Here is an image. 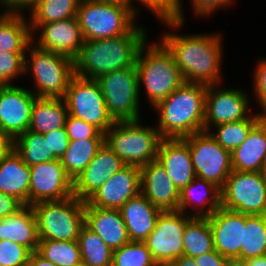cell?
<instances>
[{"label":"cell","instance_id":"obj_1","mask_svg":"<svg viewBox=\"0 0 266 266\" xmlns=\"http://www.w3.org/2000/svg\"><path fill=\"white\" fill-rule=\"evenodd\" d=\"M221 34L178 35L166 33L161 42L173 55L185 82L206 86L220 84Z\"/></svg>","mask_w":266,"mask_h":266},{"label":"cell","instance_id":"obj_2","mask_svg":"<svg viewBox=\"0 0 266 266\" xmlns=\"http://www.w3.org/2000/svg\"><path fill=\"white\" fill-rule=\"evenodd\" d=\"M147 39L145 29L137 24L121 36L84 41L74 60L75 74L96 80L109 72L132 67L139 48Z\"/></svg>","mask_w":266,"mask_h":266},{"label":"cell","instance_id":"obj_3","mask_svg":"<svg viewBox=\"0 0 266 266\" xmlns=\"http://www.w3.org/2000/svg\"><path fill=\"white\" fill-rule=\"evenodd\" d=\"M206 91V85L184 81L154 106L159 111L156 129L162 138H184L204 131Z\"/></svg>","mask_w":266,"mask_h":266},{"label":"cell","instance_id":"obj_4","mask_svg":"<svg viewBox=\"0 0 266 266\" xmlns=\"http://www.w3.org/2000/svg\"><path fill=\"white\" fill-rule=\"evenodd\" d=\"M147 42L146 40L139 48L135 65L139 85L143 82L148 100L154 107L174 92L184 80L167 47L161 41L149 46Z\"/></svg>","mask_w":266,"mask_h":266},{"label":"cell","instance_id":"obj_5","mask_svg":"<svg viewBox=\"0 0 266 266\" xmlns=\"http://www.w3.org/2000/svg\"><path fill=\"white\" fill-rule=\"evenodd\" d=\"M116 2L81 0L76 18L84 40L107 39L127 34L136 24L137 8Z\"/></svg>","mask_w":266,"mask_h":266},{"label":"cell","instance_id":"obj_6","mask_svg":"<svg viewBox=\"0 0 266 266\" xmlns=\"http://www.w3.org/2000/svg\"><path fill=\"white\" fill-rule=\"evenodd\" d=\"M104 135L105 144L126 165L138 167L157 160L163 139L156 127L142 126L140 120L115 122Z\"/></svg>","mask_w":266,"mask_h":266},{"label":"cell","instance_id":"obj_7","mask_svg":"<svg viewBox=\"0 0 266 266\" xmlns=\"http://www.w3.org/2000/svg\"><path fill=\"white\" fill-rule=\"evenodd\" d=\"M39 240L78 241L85 225V202L76 196L31 205Z\"/></svg>","mask_w":266,"mask_h":266},{"label":"cell","instance_id":"obj_8","mask_svg":"<svg viewBox=\"0 0 266 266\" xmlns=\"http://www.w3.org/2000/svg\"><path fill=\"white\" fill-rule=\"evenodd\" d=\"M33 36L27 47L31 59L28 61L25 56V73L32 72L37 88L34 94L36 97L64 98L70 80L75 75L74 61L33 45Z\"/></svg>","mask_w":266,"mask_h":266},{"label":"cell","instance_id":"obj_9","mask_svg":"<svg viewBox=\"0 0 266 266\" xmlns=\"http://www.w3.org/2000/svg\"><path fill=\"white\" fill-rule=\"evenodd\" d=\"M109 115L115 122L137 121L139 115V77L136 65L109 72L96 79Z\"/></svg>","mask_w":266,"mask_h":266},{"label":"cell","instance_id":"obj_10","mask_svg":"<svg viewBox=\"0 0 266 266\" xmlns=\"http://www.w3.org/2000/svg\"><path fill=\"white\" fill-rule=\"evenodd\" d=\"M182 139L189 146L196 177L221 190L233 170L231 152L225 150L208 131L197 132Z\"/></svg>","mask_w":266,"mask_h":266},{"label":"cell","instance_id":"obj_11","mask_svg":"<svg viewBox=\"0 0 266 266\" xmlns=\"http://www.w3.org/2000/svg\"><path fill=\"white\" fill-rule=\"evenodd\" d=\"M64 100L69 115L97 127L103 134L115 123L108 113L106 102L97 80L74 75Z\"/></svg>","mask_w":266,"mask_h":266},{"label":"cell","instance_id":"obj_12","mask_svg":"<svg viewBox=\"0 0 266 266\" xmlns=\"http://www.w3.org/2000/svg\"><path fill=\"white\" fill-rule=\"evenodd\" d=\"M221 193V207L246 215H266V183L261 172L232 170Z\"/></svg>","mask_w":266,"mask_h":266},{"label":"cell","instance_id":"obj_13","mask_svg":"<svg viewBox=\"0 0 266 266\" xmlns=\"http://www.w3.org/2000/svg\"><path fill=\"white\" fill-rule=\"evenodd\" d=\"M192 217L179 210L160 212L154 230L144 241L159 266H168L183 255V232Z\"/></svg>","mask_w":266,"mask_h":266},{"label":"cell","instance_id":"obj_14","mask_svg":"<svg viewBox=\"0 0 266 266\" xmlns=\"http://www.w3.org/2000/svg\"><path fill=\"white\" fill-rule=\"evenodd\" d=\"M29 169V206L73 196V181L67 175L60 159L35 164Z\"/></svg>","mask_w":266,"mask_h":266},{"label":"cell","instance_id":"obj_15","mask_svg":"<svg viewBox=\"0 0 266 266\" xmlns=\"http://www.w3.org/2000/svg\"><path fill=\"white\" fill-rule=\"evenodd\" d=\"M218 85L207 86L204 109V131L211 126L247 119L249 102L244 91L237 89H218Z\"/></svg>","mask_w":266,"mask_h":266},{"label":"cell","instance_id":"obj_16","mask_svg":"<svg viewBox=\"0 0 266 266\" xmlns=\"http://www.w3.org/2000/svg\"><path fill=\"white\" fill-rule=\"evenodd\" d=\"M36 98L30 89L0 85V128L13 140L28 130Z\"/></svg>","mask_w":266,"mask_h":266},{"label":"cell","instance_id":"obj_17","mask_svg":"<svg viewBox=\"0 0 266 266\" xmlns=\"http://www.w3.org/2000/svg\"><path fill=\"white\" fill-rule=\"evenodd\" d=\"M29 25L31 33L39 30V28L42 29L35 44L37 47L62 54L73 61L79 55L85 40L76 17L45 24Z\"/></svg>","mask_w":266,"mask_h":266},{"label":"cell","instance_id":"obj_18","mask_svg":"<svg viewBox=\"0 0 266 266\" xmlns=\"http://www.w3.org/2000/svg\"><path fill=\"white\" fill-rule=\"evenodd\" d=\"M140 167L125 165L86 202L94 207L120 209L129 199L140 194Z\"/></svg>","mask_w":266,"mask_h":266},{"label":"cell","instance_id":"obj_19","mask_svg":"<svg viewBox=\"0 0 266 266\" xmlns=\"http://www.w3.org/2000/svg\"><path fill=\"white\" fill-rule=\"evenodd\" d=\"M207 218L213 233L214 249L227 259H241L246 214L220 207Z\"/></svg>","mask_w":266,"mask_h":266},{"label":"cell","instance_id":"obj_20","mask_svg":"<svg viewBox=\"0 0 266 266\" xmlns=\"http://www.w3.org/2000/svg\"><path fill=\"white\" fill-rule=\"evenodd\" d=\"M126 164L105 143L95 157L73 181V195L86 202L97 190Z\"/></svg>","mask_w":266,"mask_h":266},{"label":"cell","instance_id":"obj_21","mask_svg":"<svg viewBox=\"0 0 266 266\" xmlns=\"http://www.w3.org/2000/svg\"><path fill=\"white\" fill-rule=\"evenodd\" d=\"M140 193L161 211L178 210L180 191L158 160L140 167Z\"/></svg>","mask_w":266,"mask_h":266},{"label":"cell","instance_id":"obj_22","mask_svg":"<svg viewBox=\"0 0 266 266\" xmlns=\"http://www.w3.org/2000/svg\"><path fill=\"white\" fill-rule=\"evenodd\" d=\"M157 160L180 192L196 178L189 146L182 138H163Z\"/></svg>","mask_w":266,"mask_h":266},{"label":"cell","instance_id":"obj_23","mask_svg":"<svg viewBox=\"0 0 266 266\" xmlns=\"http://www.w3.org/2000/svg\"><path fill=\"white\" fill-rule=\"evenodd\" d=\"M85 225L95 232L112 250L130 240L120 210L94 207L85 202Z\"/></svg>","mask_w":266,"mask_h":266},{"label":"cell","instance_id":"obj_24","mask_svg":"<svg viewBox=\"0 0 266 266\" xmlns=\"http://www.w3.org/2000/svg\"><path fill=\"white\" fill-rule=\"evenodd\" d=\"M131 241L144 242L154 230L161 210L141 193L129 199L120 209Z\"/></svg>","mask_w":266,"mask_h":266},{"label":"cell","instance_id":"obj_25","mask_svg":"<svg viewBox=\"0 0 266 266\" xmlns=\"http://www.w3.org/2000/svg\"><path fill=\"white\" fill-rule=\"evenodd\" d=\"M266 160V120L264 117L250 130L247 138L231 151L235 171L260 172Z\"/></svg>","mask_w":266,"mask_h":266},{"label":"cell","instance_id":"obj_26","mask_svg":"<svg viewBox=\"0 0 266 266\" xmlns=\"http://www.w3.org/2000/svg\"><path fill=\"white\" fill-rule=\"evenodd\" d=\"M30 169L22 157L12 149L0 158V192L18 199L29 206Z\"/></svg>","mask_w":266,"mask_h":266},{"label":"cell","instance_id":"obj_27","mask_svg":"<svg viewBox=\"0 0 266 266\" xmlns=\"http://www.w3.org/2000/svg\"><path fill=\"white\" fill-rule=\"evenodd\" d=\"M0 240H9L27 247L31 252L39 246L38 229L31 206L0 219Z\"/></svg>","mask_w":266,"mask_h":266},{"label":"cell","instance_id":"obj_28","mask_svg":"<svg viewBox=\"0 0 266 266\" xmlns=\"http://www.w3.org/2000/svg\"><path fill=\"white\" fill-rule=\"evenodd\" d=\"M191 204L196 206V209L200 207L198 212L192 214L193 217H208L212 215L221 207L220 189L214 184L196 177L180 192L178 210L185 214L187 207L191 206Z\"/></svg>","mask_w":266,"mask_h":266},{"label":"cell","instance_id":"obj_29","mask_svg":"<svg viewBox=\"0 0 266 266\" xmlns=\"http://www.w3.org/2000/svg\"><path fill=\"white\" fill-rule=\"evenodd\" d=\"M64 98L37 97L33 103L28 130L44 134L64 127L68 116Z\"/></svg>","mask_w":266,"mask_h":266},{"label":"cell","instance_id":"obj_30","mask_svg":"<svg viewBox=\"0 0 266 266\" xmlns=\"http://www.w3.org/2000/svg\"><path fill=\"white\" fill-rule=\"evenodd\" d=\"M22 14L3 12L0 16V51L26 53L32 42L29 22Z\"/></svg>","mask_w":266,"mask_h":266},{"label":"cell","instance_id":"obj_31","mask_svg":"<svg viewBox=\"0 0 266 266\" xmlns=\"http://www.w3.org/2000/svg\"><path fill=\"white\" fill-rule=\"evenodd\" d=\"M104 143L105 138L70 140L60 162L72 181L82 173Z\"/></svg>","mask_w":266,"mask_h":266},{"label":"cell","instance_id":"obj_32","mask_svg":"<svg viewBox=\"0 0 266 266\" xmlns=\"http://www.w3.org/2000/svg\"><path fill=\"white\" fill-rule=\"evenodd\" d=\"M213 250V233L208 218L192 217L183 232V255L194 258Z\"/></svg>","mask_w":266,"mask_h":266},{"label":"cell","instance_id":"obj_33","mask_svg":"<svg viewBox=\"0 0 266 266\" xmlns=\"http://www.w3.org/2000/svg\"><path fill=\"white\" fill-rule=\"evenodd\" d=\"M29 167L57 159L42 134L27 130L14 139L13 148Z\"/></svg>","mask_w":266,"mask_h":266},{"label":"cell","instance_id":"obj_34","mask_svg":"<svg viewBox=\"0 0 266 266\" xmlns=\"http://www.w3.org/2000/svg\"><path fill=\"white\" fill-rule=\"evenodd\" d=\"M78 244L85 265L112 266L113 250L86 225L80 231Z\"/></svg>","mask_w":266,"mask_h":266},{"label":"cell","instance_id":"obj_35","mask_svg":"<svg viewBox=\"0 0 266 266\" xmlns=\"http://www.w3.org/2000/svg\"><path fill=\"white\" fill-rule=\"evenodd\" d=\"M266 255V215H246L241 259Z\"/></svg>","mask_w":266,"mask_h":266},{"label":"cell","instance_id":"obj_36","mask_svg":"<svg viewBox=\"0 0 266 266\" xmlns=\"http://www.w3.org/2000/svg\"><path fill=\"white\" fill-rule=\"evenodd\" d=\"M81 0H41L30 12V24H45L76 17Z\"/></svg>","mask_w":266,"mask_h":266},{"label":"cell","instance_id":"obj_37","mask_svg":"<svg viewBox=\"0 0 266 266\" xmlns=\"http://www.w3.org/2000/svg\"><path fill=\"white\" fill-rule=\"evenodd\" d=\"M263 118V112L250 115L247 119L214 126L217 132L211 135L227 151L238 147L248 136L250 130Z\"/></svg>","mask_w":266,"mask_h":266},{"label":"cell","instance_id":"obj_38","mask_svg":"<svg viewBox=\"0 0 266 266\" xmlns=\"http://www.w3.org/2000/svg\"><path fill=\"white\" fill-rule=\"evenodd\" d=\"M37 252L58 266L82 262L78 241L40 240Z\"/></svg>","mask_w":266,"mask_h":266},{"label":"cell","instance_id":"obj_39","mask_svg":"<svg viewBox=\"0 0 266 266\" xmlns=\"http://www.w3.org/2000/svg\"><path fill=\"white\" fill-rule=\"evenodd\" d=\"M112 266H159L145 242L129 241L113 250Z\"/></svg>","mask_w":266,"mask_h":266},{"label":"cell","instance_id":"obj_40","mask_svg":"<svg viewBox=\"0 0 266 266\" xmlns=\"http://www.w3.org/2000/svg\"><path fill=\"white\" fill-rule=\"evenodd\" d=\"M156 14L161 22L172 29L183 26L184 16L180 0H136ZM133 3V0H131Z\"/></svg>","mask_w":266,"mask_h":266},{"label":"cell","instance_id":"obj_41","mask_svg":"<svg viewBox=\"0 0 266 266\" xmlns=\"http://www.w3.org/2000/svg\"><path fill=\"white\" fill-rule=\"evenodd\" d=\"M0 51V85H9L17 76L25 74V55Z\"/></svg>","mask_w":266,"mask_h":266},{"label":"cell","instance_id":"obj_42","mask_svg":"<svg viewBox=\"0 0 266 266\" xmlns=\"http://www.w3.org/2000/svg\"><path fill=\"white\" fill-rule=\"evenodd\" d=\"M31 251L18 243L0 240V266H28Z\"/></svg>","mask_w":266,"mask_h":266},{"label":"cell","instance_id":"obj_43","mask_svg":"<svg viewBox=\"0 0 266 266\" xmlns=\"http://www.w3.org/2000/svg\"><path fill=\"white\" fill-rule=\"evenodd\" d=\"M65 128L70 140L105 138V135L94 125L68 114Z\"/></svg>","mask_w":266,"mask_h":266},{"label":"cell","instance_id":"obj_44","mask_svg":"<svg viewBox=\"0 0 266 266\" xmlns=\"http://www.w3.org/2000/svg\"><path fill=\"white\" fill-rule=\"evenodd\" d=\"M42 135L44 139L48 141L50 151L53 152L57 159H61L70 142L65 126L57 128L54 131L46 132Z\"/></svg>","mask_w":266,"mask_h":266},{"label":"cell","instance_id":"obj_45","mask_svg":"<svg viewBox=\"0 0 266 266\" xmlns=\"http://www.w3.org/2000/svg\"><path fill=\"white\" fill-rule=\"evenodd\" d=\"M254 93L263 112H266V59L259 61L254 71Z\"/></svg>","mask_w":266,"mask_h":266},{"label":"cell","instance_id":"obj_46","mask_svg":"<svg viewBox=\"0 0 266 266\" xmlns=\"http://www.w3.org/2000/svg\"><path fill=\"white\" fill-rule=\"evenodd\" d=\"M233 0H192L193 11L198 16H208L218 8L229 6ZM222 6V7H221Z\"/></svg>","mask_w":266,"mask_h":266},{"label":"cell","instance_id":"obj_47","mask_svg":"<svg viewBox=\"0 0 266 266\" xmlns=\"http://www.w3.org/2000/svg\"><path fill=\"white\" fill-rule=\"evenodd\" d=\"M23 206L15 197L0 192V219L18 212Z\"/></svg>","mask_w":266,"mask_h":266},{"label":"cell","instance_id":"obj_48","mask_svg":"<svg viewBox=\"0 0 266 266\" xmlns=\"http://www.w3.org/2000/svg\"><path fill=\"white\" fill-rule=\"evenodd\" d=\"M197 266H226L228 259L215 249L200 256L194 257Z\"/></svg>","mask_w":266,"mask_h":266},{"label":"cell","instance_id":"obj_49","mask_svg":"<svg viewBox=\"0 0 266 266\" xmlns=\"http://www.w3.org/2000/svg\"><path fill=\"white\" fill-rule=\"evenodd\" d=\"M40 1L41 0H6L3 7H7V10H4L6 13L22 14V10L27 9L31 11Z\"/></svg>","mask_w":266,"mask_h":266},{"label":"cell","instance_id":"obj_50","mask_svg":"<svg viewBox=\"0 0 266 266\" xmlns=\"http://www.w3.org/2000/svg\"><path fill=\"white\" fill-rule=\"evenodd\" d=\"M14 148V140L0 128V158Z\"/></svg>","mask_w":266,"mask_h":266},{"label":"cell","instance_id":"obj_51","mask_svg":"<svg viewBox=\"0 0 266 266\" xmlns=\"http://www.w3.org/2000/svg\"><path fill=\"white\" fill-rule=\"evenodd\" d=\"M28 266H58L49 260H46L37 251L31 252L29 257Z\"/></svg>","mask_w":266,"mask_h":266},{"label":"cell","instance_id":"obj_52","mask_svg":"<svg viewBox=\"0 0 266 266\" xmlns=\"http://www.w3.org/2000/svg\"><path fill=\"white\" fill-rule=\"evenodd\" d=\"M168 266H197L193 257L182 255L172 261Z\"/></svg>","mask_w":266,"mask_h":266},{"label":"cell","instance_id":"obj_53","mask_svg":"<svg viewBox=\"0 0 266 266\" xmlns=\"http://www.w3.org/2000/svg\"><path fill=\"white\" fill-rule=\"evenodd\" d=\"M246 261L248 266H266V255L252 257Z\"/></svg>","mask_w":266,"mask_h":266},{"label":"cell","instance_id":"obj_54","mask_svg":"<svg viewBox=\"0 0 266 266\" xmlns=\"http://www.w3.org/2000/svg\"><path fill=\"white\" fill-rule=\"evenodd\" d=\"M226 266H248V263L246 260L235 258V259H228Z\"/></svg>","mask_w":266,"mask_h":266},{"label":"cell","instance_id":"obj_55","mask_svg":"<svg viewBox=\"0 0 266 266\" xmlns=\"http://www.w3.org/2000/svg\"><path fill=\"white\" fill-rule=\"evenodd\" d=\"M96 1L116 2L125 5H132L131 0H96Z\"/></svg>","mask_w":266,"mask_h":266},{"label":"cell","instance_id":"obj_56","mask_svg":"<svg viewBox=\"0 0 266 266\" xmlns=\"http://www.w3.org/2000/svg\"><path fill=\"white\" fill-rule=\"evenodd\" d=\"M260 172H261V175H262V177H263V179H264V181L266 183V160L264 161V164H263L262 169H261Z\"/></svg>","mask_w":266,"mask_h":266},{"label":"cell","instance_id":"obj_57","mask_svg":"<svg viewBox=\"0 0 266 266\" xmlns=\"http://www.w3.org/2000/svg\"><path fill=\"white\" fill-rule=\"evenodd\" d=\"M71 266H87V265H85L83 262H80V263H78V264L71 265Z\"/></svg>","mask_w":266,"mask_h":266},{"label":"cell","instance_id":"obj_58","mask_svg":"<svg viewBox=\"0 0 266 266\" xmlns=\"http://www.w3.org/2000/svg\"><path fill=\"white\" fill-rule=\"evenodd\" d=\"M6 3V0H0V5H4Z\"/></svg>","mask_w":266,"mask_h":266},{"label":"cell","instance_id":"obj_59","mask_svg":"<svg viewBox=\"0 0 266 266\" xmlns=\"http://www.w3.org/2000/svg\"><path fill=\"white\" fill-rule=\"evenodd\" d=\"M263 117H264V119L266 120V112H265V113H263Z\"/></svg>","mask_w":266,"mask_h":266}]
</instances>
